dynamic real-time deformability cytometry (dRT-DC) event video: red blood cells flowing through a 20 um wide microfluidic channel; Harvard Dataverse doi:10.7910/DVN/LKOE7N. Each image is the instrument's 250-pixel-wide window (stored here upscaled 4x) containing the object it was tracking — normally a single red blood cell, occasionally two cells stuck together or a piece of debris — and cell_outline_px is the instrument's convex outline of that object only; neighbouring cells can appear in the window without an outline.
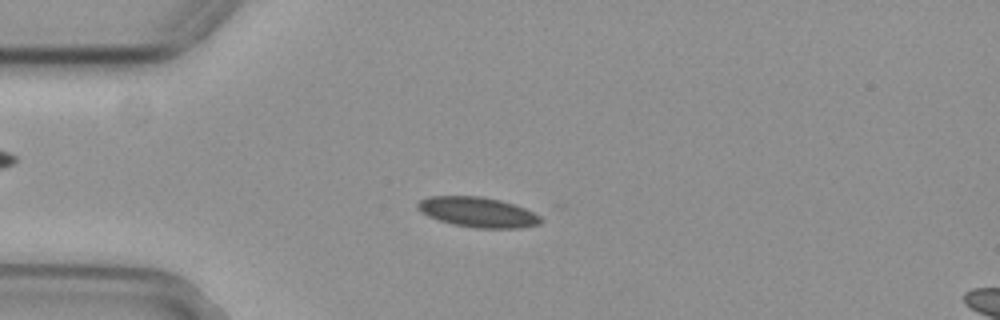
{"species": "common noctule bat (a hibernating species)", "species_latin": "Nyctalus noctula", "temperature_condition": "cold", "stored_images_in_passage": 41, "camera_frame_rate_fps": 3000, "um_per_image_px": 0.085, "animal": {"sex": "female", "body_mass_g": 29.2, "forearm_length_mm": 56.3}, "frame": {"image": 1, "passage_image": 8, "time_ms": 2.333, "image_size_px": [1000, 320], "cell_outline_px": [[544, 220], [540, 224], [520, 228], [476, 228], [452, 224], [428, 216], [420, 212], [416, 208], [416, 204], [420, 200], [428, 196], [480, 196], [500, 200], [516, 204], [540, 216]], "centroid_in_image_um": [40.6, 18.03], "position_along_channel_um": 44.4, "area_um2": 21.73}}
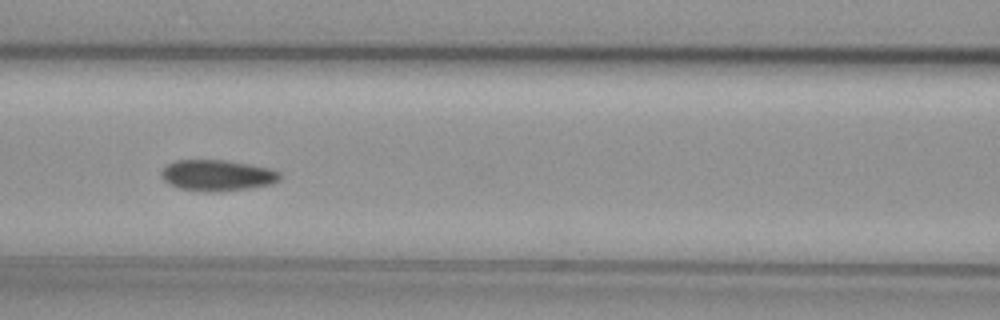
{"frame": {"image": 2, "passage_image": 18, "time_ms": 5.667, "image_size_px": [1000, 320], "cell_outline_px": [[280, 180], [272, 184], [248, 188], [216, 192], [208, 192], [176, 188], [168, 184], [160, 176], [160, 172], [168, 164], [176, 160], [224, 160], [248, 164], [268, 168], [280, 172]], "centroid_in_image_um": [18.43, 14.91], "position_along_channel_um": 148.2, "area_um2": 21.5}}
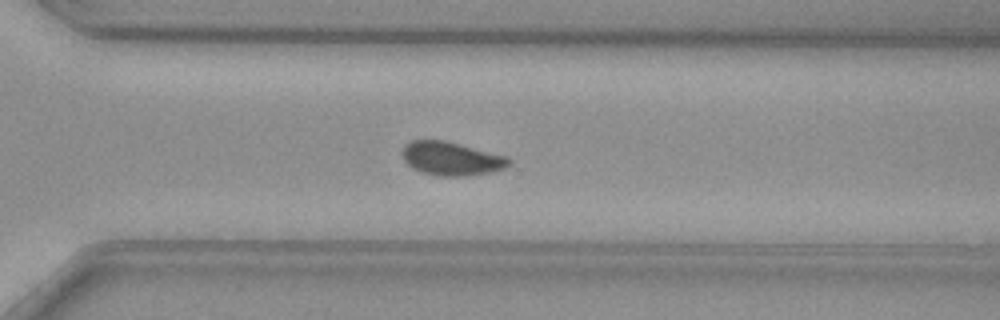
{"frame": {"image": 3, "passage_image": 33, "time_ms": 10.667, "image_size_px": [1000, 320], "cell_outline_px": [[512, 164], [504, 168], [492, 172], [468, 176], [436, 176], [412, 168], [404, 160], [404, 144], [412, 140], [444, 140], [508, 156], [512, 160]], "centroid_in_image_um": [38.42, 13.49], "position_along_channel_um": 332.2, "area_um2": 20.92}, "authors_computed_cell_mechanics": {"area_um2": 21.0392, "velocity_mm_per_s": 3.6928, "shape_relaxation_time_tau1_ms": 7.5966, "shape_relaxation_time_tau2_ms": null, "deformation_change_tau1": 0.1173, "deformation_change_tau2": null}}